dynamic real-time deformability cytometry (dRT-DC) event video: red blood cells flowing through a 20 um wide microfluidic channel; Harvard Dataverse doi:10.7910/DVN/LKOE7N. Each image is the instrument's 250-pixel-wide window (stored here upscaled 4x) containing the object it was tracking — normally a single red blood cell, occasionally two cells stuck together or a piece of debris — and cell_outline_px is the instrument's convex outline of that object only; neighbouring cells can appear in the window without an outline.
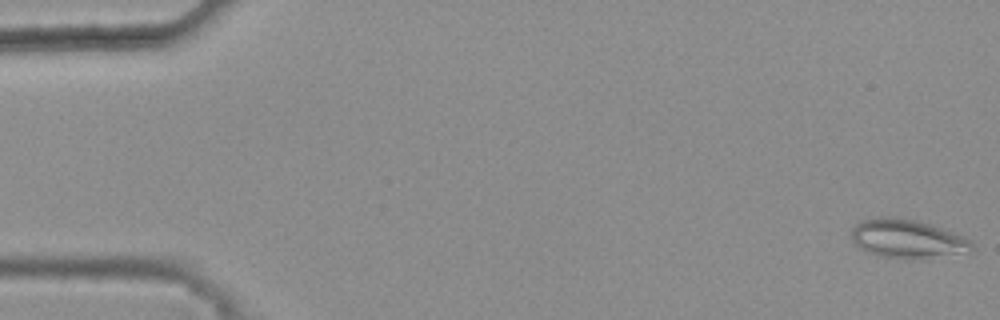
{"species": "common noctule bat (a hibernating species)", "species_latin": "Nyctalus noctula", "temperature_condition": "warm", "stored_images_in_passage": 6, "camera_frame_rate_fps": 3000, "um_per_image_px": 0.085, "animal": {"sex": "female", "body_mass_g": 25.1}, "frame": {"image": 1, "passage_image": 1, "time_ms": 0.0, "image_size_px": [1000, 320], "cell_outline_px": [[972, 248], [920, 260], [880, 256], [868, 252], [860, 248], [852, 240], [852, 228], [860, 220], [876, 216], [896, 216], [916, 220], [932, 224], [964, 236], [972, 240]], "centroid_in_image_um": [77.04, 20.26], "position_along_channel_um": 8.0, "area_um2": 27.11}}